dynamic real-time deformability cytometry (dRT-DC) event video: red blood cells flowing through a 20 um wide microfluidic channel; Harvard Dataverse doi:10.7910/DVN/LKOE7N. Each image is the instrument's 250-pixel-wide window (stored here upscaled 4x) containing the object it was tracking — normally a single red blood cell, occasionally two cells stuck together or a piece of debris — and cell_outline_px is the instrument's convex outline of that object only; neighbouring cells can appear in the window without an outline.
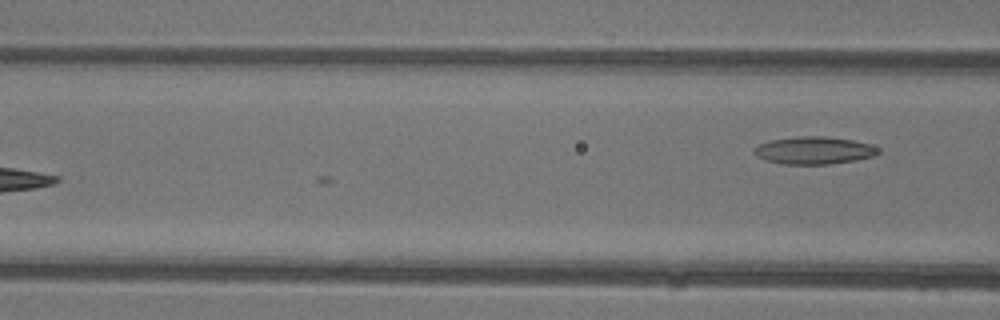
{"species": "common noctule bat (a hibernating species)", "species_latin": "Nyctalus noctula", "temperature_condition": "warm", "stored_images_in_passage": 7, "camera_frame_rate_fps": 3000, "um_per_image_px": 0.085, "animal": {"sex": "female"}, "frame": {"image": 1, "passage_image": 7, "time_ms": 7.0, "image_size_px": [1000, 320], "cell_outline_px": [[880, 152], [872, 156], [856, 160], [828, 164], [784, 164], [768, 160], [756, 156], [752, 152], [752, 148], [760, 144], [772, 140], [796, 136], [824, 136], [852, 140], [868, 144], [880, 148]], "centroid_in_image_um": [69.17, 12.78], "position_along_channel_um": 97.4, "area_um2": 19.77}}